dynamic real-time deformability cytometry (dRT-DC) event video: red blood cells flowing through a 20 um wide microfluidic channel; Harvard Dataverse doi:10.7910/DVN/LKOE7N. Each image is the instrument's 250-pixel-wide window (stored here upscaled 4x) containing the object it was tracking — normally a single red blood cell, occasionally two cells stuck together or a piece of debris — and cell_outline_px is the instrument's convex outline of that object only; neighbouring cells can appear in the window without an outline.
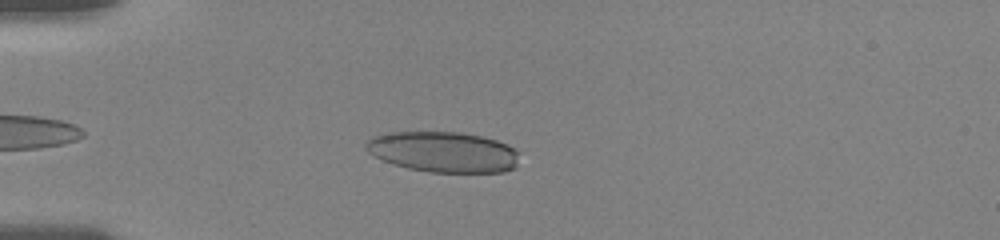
{"species": "human", "species_latin": "Homo sapiens", "temperature_condition": "room temperature", "stored_images_in_passage": 24, "camera_frame_rate_fps": 3000, "um_per_image_px": 0.085, "donor": {"sex": "female"}, "frame": {"image": 1, "passage_image": 2, "time_ms": 0.333, "image_size_px": [1000, 240], "cell_outline_px": [[516, 168], [504, 172], [428, 172], [408, 168], [384, 160], [368, 152], [364, 148], [364, 144], [372, 136], [392, 132], [460, 132], [480, 136], [496, 140], [516, 148]], "centroid_in_image_um": [37.67, 12.91], "position_along_channel_um": 47.3, "area_um2": 36.13}}
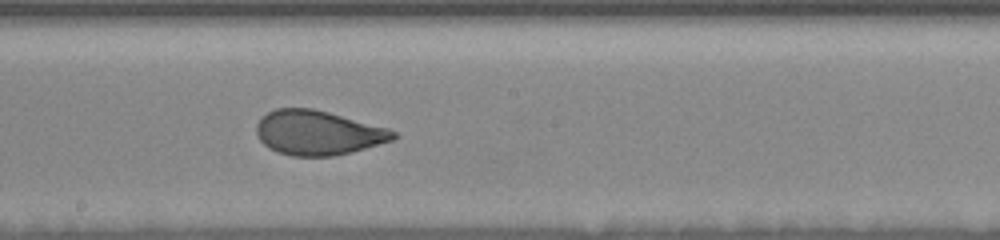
{"frame": {"image": 2, "passage_image": 11, "time_ms": 5.667, "image_size_px": [1000, 240], "cell_outline_px": [[396, 136], [392, 140], [352, 152], [332, 156], [292, 156], [276, 152], [268, 148], [260, 140], [256, 132], [256, 124], [260, 116], [276, 108], [312, 108], [328, 112], [388, 128], [396, 132]], "centroid_in_image_um": [26.98, 11.28], "position_along_channel_um": 221.2, "area_um2": 35.49}}
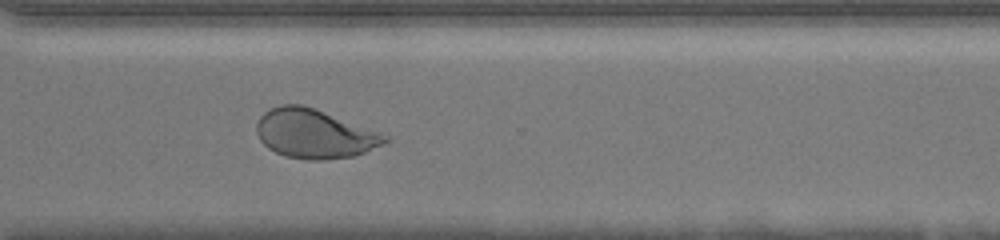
{"frame": {"image": 3, "passage_image": 17, "time_ms": 9.0, "image_size_px": [1000, 240], "cell_outline_px": [[388, 140], [384, 144], [364, 152], [352, 156], [324, 160], [308, 160], [284, 156], [268, 148], [260, 140], [256, 132], [256, 124], [260, 116], [264, 112], [280, 104], [300, 104], [312, 108], [380, 132], [388, 136]], "centroid_in_image_um": [26.69, 11.38], "position_along_channel_um": 343.9, "area_um2": 36.36}, "authors_computed_cell_mechanics": {"area_um2": 36.5585, "velocity_mm_per_s": 3.7053, "shape_relaxation_time_tau1_ms": 6.291, "shape_relaxation_time_tau2_ms": null, "deformation_change_tau1": 0.1901, "deformation_change_tau2": null}}